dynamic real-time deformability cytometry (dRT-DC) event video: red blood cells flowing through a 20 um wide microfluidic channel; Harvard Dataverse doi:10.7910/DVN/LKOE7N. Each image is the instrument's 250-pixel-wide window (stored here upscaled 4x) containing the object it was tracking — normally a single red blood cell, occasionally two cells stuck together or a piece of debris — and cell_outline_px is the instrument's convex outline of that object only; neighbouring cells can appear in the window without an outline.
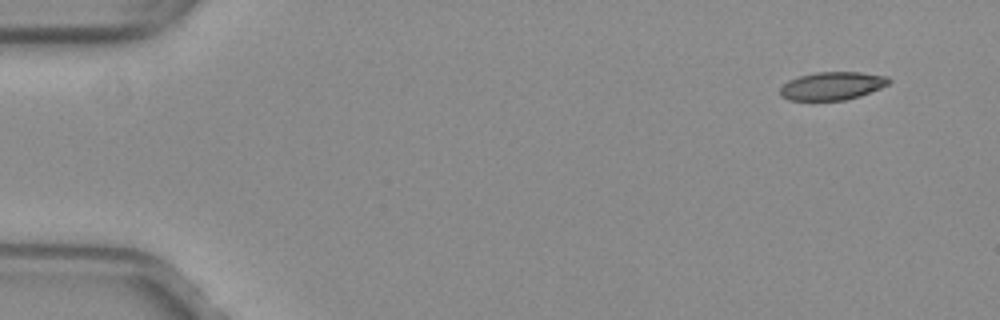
{"species": "common noctule bat (a hibernating species)", "species_latin": "Nyctalus noctula", "temperature_condition": "warm", "stored_images_in_passage": 49, "camera_frame_rate_fps": 3000, "um_per_image_px": 0.085, "animal": {"sex": "female", "body_mass_g": 29.2, "forearm_length_mm": 56.3}, "frame": {"image": 1, "passage_image": 1, "time_ms": 0.0, "image_size_px": [1000, 320], "cell_outline_px": [[892, 80], [888, 84], [880, 88], [860, 96], [844, 100], [788, 100], [780, 96], [780, 88], [788, 80], [800, 76], [816, 72], [860, 72], [888, 76]], "centroid_in_image_um": [70.74, 7.3], "position_along_channel_um": 14.3, "area_um2": 17.8}}
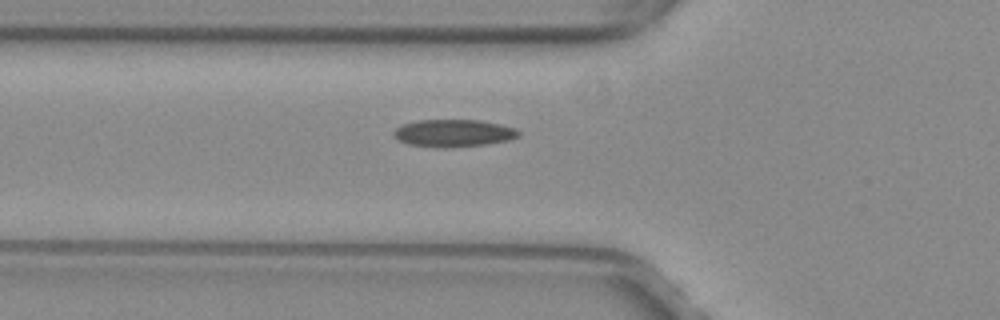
{"frame": {"image": 2, "passage_image": 16, "time_ms": 5.0, "image_size_px": [1000, 320], "cell_outline_px": [[520, 136], [508, 140], [484, 144], [452, 148], [436, 148], [408, 144], [400, 140], [392, 132], [396, 128], [404, 124], [416, 120], [480, 120], [500, 124], [516, 128], [520, 132]], "centroid_in_image_um": [38.57, 11.32], "position_along_channel_um": 87.2, "area_um2": 20.0}}
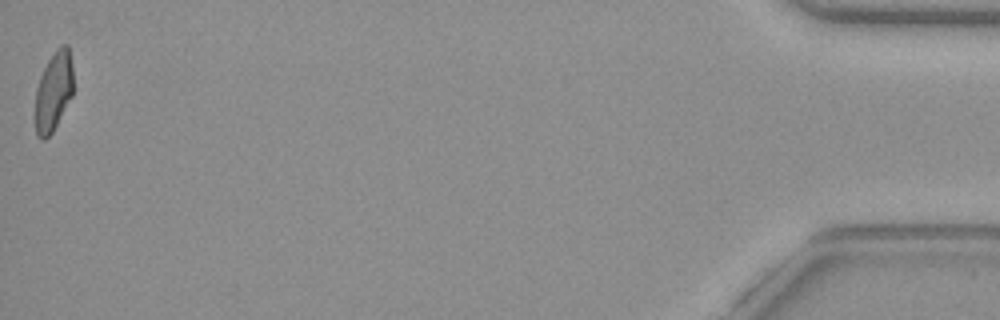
{"frame": {"image": 3, "passage_image": 49, "time_ms": 16.0, "image_size_px": [1000, 320], "cell_outline_px": [[72, 96], [52, 132], [44, 140], [40, 140], [36, 136], [36, 88], [40, 76], [48, 60], [56, 48], [60, 44], [68, 44], [72, 64]], "centroid_in_image_um": [4.55, 7.74], "position_along_channel_um": 430.6, "area_um2": 17.51}, "authors_computed_cell_mechanics": {"area_um2": 18.785, "velocity_mm_per_s": 4.0271, "shape_relaxation_time_tau1_ms": null, "shape_relaxation_time_tau2_ms": 1.8988, "deformation_change_tau1": null, "deformation_change_tau2": 0.0847}}